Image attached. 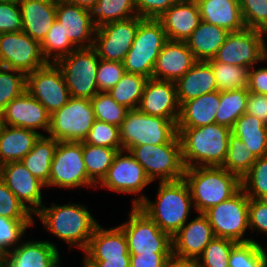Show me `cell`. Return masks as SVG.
<instances>
[{"mask_svg": "<svg viewBox=\"0 0 267 267\" xmlns=\"http://www.w3.org/2000/svg\"><path fill=\"white\" fill-rule=\"evenodd\" d=\"M26 85L25 73L0 66V114L8 103L26 90Z\"/></svg>", "mask_w": 267, "mask_h": 267, "instance_id": "45", "label": "cell"}, {"mask_svg": "<svg viewBox=\"0 0 267 267\" xmlns=\"http://www.w3.org/2000/svg\"><path fill=\"white\" fill-rule=\"evenodd\" d=\"M267 58L250 68L248 91L267 95ZM263 65V66H262Z\"/></svg>", "mask_w": 267, "mask_h": 267, "instance_id": "55", "label": "cell"}, {"mask_svg": "<svg viewBox=\"0 0 267 267\" xmlns=\"http://www.w3.org/2000/svg\"><path fill=\"white\" fill-rule=\"evenodd\" d=\"M88 267H130V255L114 258H82Z\"/></svg>", "mask_w": 267, "mask_h": 267, "instance_id": "59", "label": "cell"}, {"mask_svg": "<svg viewBox=\"0 0 267 267\" xmlns=\"http://www.w3.org/2000/svg\"><path fill=\"white\" fill-rule=\"evenodd\" d=\"M57 146L58 140L48 135H41L32 150L21 160L30 173L45 186L49 181L51 162Z\"/></svg>", "mask_w": 267, "mask_h": 267, "instance_id": "33", "label": "cell"}, {"mask_svg": "<svg viewBox=\"0 0 267 267\" xmlns=\"http://www.w3.org/2000/svg\"><path fill=\"white\" fill-rule=\"evenodd\" d=\"M238 243L228 238L214 237L196 260L198 267H229L231 250Z\"/></svg>", "mask_w": 267, "mask_h": 267, "instance_id": "44", "label": "cell"}, {"mask_svg": "<svg viewBox=\"0 0 267 267\" xmlns=\"http://www.w3.org/2000/svg\"><path fill=\"white\" fill-rule=\"evenodd\" d=\"M123 62H113L99 58L97 68V87L99 92H108L125 74Z\"/></svg>", "mask_w": 267, "mask_h": 267, "instance_id": "50", "label": "cell"}, {"mask_svg": "<svg viewBox=\"0 0 267 267\" xmlns=\"http://www.w3.org/2000/svg\"><path fill=\"white\" fill-rule=\"evenodd\" d=\"M41 134L14 126H0V166L21 161L34 147Z\"/></svg>", "mask_w": 267, "mask_h": 267, "instance_id": "30", "label": "cell"}, {"mask_svg": "<svg viewBox=\"0 0 267 267\" xmlns=\"http://www.w3.org/2000/svg\"><path fill=\"white\" fill-rule=\"evenodd\" d=\"M47 63L40 42L31 39L23 31L0 34V66L27 75Z\"/></svg>", "mask_w": 267, "mask_h": 267, "instance_id": "15", "label": "cell"}, {"mask_svg": "<svg viewBox=\"0 0 267 267\" xmlns=\"http://www.w3.org/2000/svg\"><path fill=\"white\" fill-rule=\"evenodd\" d=\"M69 3L76 4L80 7L89 9L93 4H95L98 0H65Z\"/></svg>", "mask_w": 267, "mask_h": 267, "instance_id": "61", "label": "cell"}, {"mask_svg": "<svg viewBox=\"0 0 267 267\" xmlns=\"http://www.w3.org/2000/svg\"><path fill=\"white\" fill-rule=\"evenodd\" d=\"M82 264H83V265H82ZM80 266L85 267V264L82 262V263L80 264Z\"/></svg>", "mask_w": 267, "mask_h": 267, "instance_id": "67", "label": "cell"}, {"mask_svg": "<svg viewBox=\"0 0 267 267\" xmlns=\"http://www.w3.org/2000/svg\"><path fill=\"white\" fill-rule=\"evenodd\" d=\"M185 168L221 167L232 130L217 123L202 127H177Z\"/></svg>", "mask_w": 267, "mask_h": 267, "instance_id": "3", "label": "cell"}, {"mask_svg": "<svg viewBox=\"0 0 267 267\" xmlns=\"http://www.w3.org/2000/svg\"><path fill=\"white\" fill-rule=\"evenodd\" d=\"M196 214L172 236V255L196 261L215 237L207 216Z\"/></svg>", "mask_w": 267, "mask_h": 267, "instance_id": "21", "label": "cell"}, {"mask_svg": "<svg viewBox=\"0 0 267 267\" xmlns=\"http://www.w3.org/2000/svg\"><path fill=\"white\" fill-rule=\"evenodd\" d=\"M48 1H51V2H56V3H58L60 0H48Z\"/></svg>", "mask_w": 267, "mask_h": 267, "instance_id": "66", "label": "cell"}, {"mask_svg": "<svg viewBox=\"0 0 267 267\" xmlns=\"http://www.w3.org/2000/svg\"><path fill=\"white\" fill-rule=\"evenodd\" d=\"M84 142L89 145L122 149L120 127L95 120Z\"/></svg>", "mask_w": 267, "mask_h": 267, "instance_id": "47", "label": "cell"}, {"mask_svg": "<svg viewBox=\"0 0 267 267\" xmlns=\"http://www.w3.org/2000/svg\"><path fill=\"white\" fill-rule=\"evenodd\" d=\"M82 254V258H114L130 255L123 229L118 224L115 227H104L99 223Z\"/></svg>", "mask_w": 267, "mask_h": 267, "instance_id": "28", "label": "cell"}, {"mask_svg": "<svg viewBox=\"0 0 267 267\" xmlns=\"http://www.w3.org/2000/svg\"><path fill=\"white\" fill-rule=\"evenodd\" d=\"M95 121L90 99L73 98L51 115L48 136L58 141L82 142Z\"/></svg>", "mask_w": 267, "mask_h": 267, "instance_id": "14", "label": "cell"}, {"mask_svg": "<svg viewBox=\"0 0 267 267\" xmlns=\"http://www.w3.org/2000/svg\"><path fill=\"white\" fill-rule=\"evenodd\" d=\"M246 113L267 125V95L249 92Z\"/></svg>", "mask_w": 267, "mask_h": 267, "instance_id": "57", "label": "cell"}, {"mask_svg": "<svg viewBox=\"0 0 267 267\" xmlns=\"http://www.w3.org/2000/svg\"><path fill=\"white\" fill-rule=\"evenodd\" d=\"M127 218L119 226L130 254L172 253V237L137 206L131 205Z\"/></svg>", "mask_w": 267, "mask_h": 267, "instance_id": "11", "label": "cell"}, {"mask_svg": "<svg viewBox=\"0 0 267 267\" xmlns=\"http://www.w3.org/2000/svg\"><path fill=\"white\" fill-rule=\"evenodd\" d=\"M179 0H135L137 16L158 19Z\"/></svg>", "mask_w": 267, "mask_h": 267, "instance_id": "53", "label": "cell"}, {"mask_svg": "<svg viewBox=\"0 0 267 267\" xmlns=\"http://www.w3.org/2000/svg\"><path fill=\"white\" fill-rule=\"evenodd\" d=\"M164 267H198L197 262L192 259H183L171 255L165 262Z\"/></svg>", "mask_w": 267, "mask_h": 267, "instance_id": "60", "label": "cell"}, {"mask_svg": "<svg viewBox=\"0 0 267 267\" xmlns=\"http://www.w3.org/2000/svg\"><path fill=\"white\" fill-rule=\"evenodd\" d=\"M121 150L89 145L83 141V160L87 175L96 185L107 175L114 157Z\"/></svg>", "mask_w": 267, "mask_h": 267, "instance_id": "36", "label": "cell"}, {"mask_svg": "<svg viewBox=\"0 0 267 267\" xmlns=\"http://www.w3.org/2000/svg\"><path fill=\"white\" fill-rule=\"evenodd\" d=\"M11 0H0V3L9 2Z\"/></svg>", "mask_w": 267, "mask_h": 267, "instance_id": "65", "label": "cell"}, {"mask_svg": "<svg viewBox=\"0 0 267 267\" xmlns=\"http://www.w3.org/2000/svg\"><path fill=\"white\" fill-rule=\"evenodd\" d=\"M241 189L251 199H260L267 193V155L257 158L243 176Z\"/></svg>", "mask_w": 267, "mask_h": 267, "instance_id": "46", "label": "cell"}, {"mask_svg": "<svg viewBox=\"0 0 267 267\" xmlns=\"http://www.w3.org/2000/svg\"><path fill=\"white\" fill-rule=\"evenodd\" d=\"M40 44L44 58L47 62L53 63L76 49L68 37L65 36L62 25L57 20L54 21Z\"/></svg>", "mask_w": 267, "mask_h": 267, "instance_id": "41", "label": "cell"}, {"mask_svg": "<svg viewBox=\"0 0 267 267\" xmlns=\"http://www.w3.org/2000/svg\"><path fill=\"white\" fill-rule=\"evenodd\" d=\"M229 33L219 26L201 21L186 43L197 61H207L213 59Z\"/></svg>", "mask_w": 267, "mask_h": 267, "instance_id": "32", "label": "cell"}, {"mask_svg": "<svg viewBox=\"0 0 267 267\" xmlns=\"http://www.w3.org/2000/svg\"><path fill=\"white\" fill-rule=\"evenodd\" d=\"M248 206L249 197L240 189L230 199L208 209L204 214L215 237L228 238L237 243L250 242Z\"/></svg>", "mask_w": 267, "mask_h": 267, "instance_id": "12", "label": "cell"}, {"mask_svg": "<svg viewBox=\"0 0 267 267\" xmlns=\"http://www.w3.org/2000/svg\"><path fill=\"white\" fill-rule=\"evenodd\" d=\"M175 83L177 100L180 106L185 101L218 90L213 69L207 61H197L192 68Z\"/></svg>", "mask_w": 267, "mask_h": 267, "instance_id": "29", "label": "cell"}, {"mask_svg": "<svg viewBox=\"0 0 267 267\" xmlns=\"http://www.w3.org/2000/svg\"><path fill=\"white\" fill-rule=\"evenodd\" d=\"M139 24L140 17L134 16L96 28L93 47L98 57L113 62H123L134 42Z\"/></svg>", "mask_w": 267, "mask_h": 267, "instance_id": "17", "label": "cell"}, {"mask_svg": "<svg viewBox=\"0 0 267 267\" xmlns=\"http://www.w3.org/2000/svg\"><path fill=\"white\" fill-rule=\"evenodd\" d=\"M201 20L219 26L228 32L246 28L239 0H196Z\"/></svg>", "mask_w": 267, "mask_h": 267, "instance_id": "27", "label": "cell"}, {"mask_svg": "<svg viewBox=\"0 0 267 267\" xmlns=\"http://www.w3.org/2000/svg\"><path fill=\"white\" fill-rule=\"evenodd\" d=\"M196 62L186 42L167 40L156 59L153 78L176 82Z\"/></svg>", "mask_w": 267, "mask_h": 267, "instance_id": "25", "label": "cell"}, {"mask_svg": "<svg viewBox=\"0 0 267 267\" xmlns=\"http://www.w3.org/2000/svg\"><path fill=\"white\" fill-rule=\"evenodd\" d=\"M229 267H267L266 245L238 243L229 256Z\"/></svg>", "mask_w": 267, "mask_h": 267, "instance_id": "42", "label": "cell"}, {"mask_svg": "<svg viewBox=\"0 0 267 267\" xmlns=\"http://www.w3.org/2000/svg\"><path fill=\"white\" fill-rule=\"evenodd\" d=\"M98 62L93 46L76 48L55 62L62 71L71 97L91 100L99 92L96 82Z\"/></svg>", "mask_w": 267, "mask_h": 267, "instance_id": "10", "label": "cell"}, {"mask_svg": "<svg viewBox=\"0 0 267 267\" xmlns=\"http://www.w3.org/2000/svg\"><path fill=\"white\" fill-rule=\"evenodd\" d=\"M127 151L140 163L152 183L184 178L185 167L178 134L169 143L133 146Z\"/></svg>", "mask_w": 267, "mask_h": 267, "instance_id": "5", "label": "cell"}, {"mask_svg": "<svg viewBox=\"0 0 267 267\" xmlns=\"http://www.w3.org/2000/svg\"><path fill=\"white\" fill-rule=\"evenodd\" d=\"M207 62L213 69L218 91L247 88L249 67L235 66L217 61Z\"/></svg>", "mask_w": 267, "mask_h": 267, "instance_id": "39", "label": "cell"}, {"mask_svg": "<svg viewBox=\"0 0 267 267\" xmlns=\"http://www.w3.org/2000/svg\"><path fill=\"white\" fill-rule=\"evenodd\" d=\"M184 180L196 213H205L241 189V179L236 174L216 166L185 168Z\"/></svg>", "mask_w": 267, "mask_h": 267, "instance_id": "4", "label": "cell"}, {"mask_svg": "<svg viewBox=\"0 0 267 267\" xmlns=\"http://www.w3.org/2000/svg\"><path fill=\"white\" fill-rule=\"evenodd\" d=\"M0 117L3 125L31 129L41 135L48 134L51 124V114L27 90L8 103Z\"/></svg>", "mask_w": 267, "mask_h": 267, "instance_id": "18", "label": "cell"}, {"mask_svg": "<svg viewBox=\"0 0 267 267\" xmlns=\"http://www.w3.org/2000/svg\"><path fill=\"white\" fill-rule=\"evenodd\" d=\"M22 31L40 43L56 20V2L48 0H18Z\"/></svg>", "mask_w": 267, "mask_h": 267, "instance_id": "26", "label": "cell"}, {"mask_svg": "<svg viewBox=\"0 0 267 267\" xmlns=\"http://www.w3.org/2000/svg\"><path fill=\"white\" fill-rule=\"evenodd\" d=\"M147 78L137 74L125 73L121 80L108 93L127 109H137Z\"/></svg>", "mask_w": 267, "mask_h": 267, "instance_id": "37", "label": "cell"}, {"mask_svg": "<svg viewBox=\"0 0 267 267\" xmlns=\"http://www.w3.org/2000/svg\"><path fill=\"white\" fill-rule=\"evenodd\" d=\"M267 58V33L245 28L230 32L213 59L235 66L252 68Z\"/></svg>", "mask_w": 267, "mask_h": 267, "instance_id": "13", "label": "cell"}, {"mask_svg": "<svg viewBox=\"0 0 267 267\" xmlns=\"http://www.w3.org/2000/svg\"><path fill=\"white\" fill-rule=\"evenodd\" d=\"M259 158L267 155V134L235 135Z\"/></svg>", "mask_w": 267, "mask_h": 267, "instance_id": "58", "label": "cell"}, {"mask_svg": "<svg viewBox=\"0 0 267 267\" xmlns=\"http://www.w3.org/2000/svg\"><path fill=\"white\" fill-rule=\"evenodd\" d=\"M257 157L238 137L231 133L228 150L222 168L236 174L240 179L250 170Z\"/></svg>", "mask_w": 267, "mask_h": 267, "instance_id": "38", "label": "cell"}, {"mask_svg": "<svg viewBox=\"0 0 267 267\" xmlns=\"http://www.w3.org/2000/svg\"><path fill=\"white\" fill-rule=\"evenodd\" d=\"M34 227V219H10L0 216V251L3 255L16 248L29 229Z\"/></svg>", "mask_w": 267, "mask_h": 267, "instance_id": "40", "label": "cell"}, {"mask_svg": "<svg viewBox=\"0 0 267 267\" xmlns=\"http://www.w3.org/2000/svg\"><path fill=\"white\" fill-rule=\"evenodd\" d=\"M23 29L18 0L0 3V34L21 32Z\"/></svg>", "mask_w": 267, "mask_h": 267, "instance_id": "52", "label": "cell"}, {"mask_svg": "<svg viewBox=\"0 0 267 267\" xmlns=\"http://www.w3.org/2000/svg\"><path fill=\"white\" fill-rule=\"evenodd\" d=\"M248 219H249V230H250V242L263 244L259 242L260 240L259 239L257 240L256 237L259 234H262V236L267 237V205L259 199L249 198ZM253 232L254 234H257V236L253 235Z\"/></svg>", "mask_w": 267, "mask_h": 267, "instance_id": "51", "label": "cell"}, {"mask_svg": "<svg viewBox=\"0 0 267 267\" xmlns=\"http://www.w3.org/2000/svg\"><path fill=\"white\" fill-rule=\"evenodd\" d=\"M151 180L146 176L143 167L127 150L118 151L114 157L113 163L108 169L107 175L97 185V190L106 189V191L115 194L133 196L130 199L132 206H137L147 197L146 187L151 186Z\"/></svg>", "mask_w": 267, "mask_h": 267, "instance_id": "9", "label": "cell"}, {"mask_svg": "<svg viewBox=\"0 0 267 267\" xmlns=\"http://www.w3.org/2000/svg\"><path fill=\"white\" fill-rule=\"evenodd\" d=\"M155 184V200L147 196L137 207L172 237L194 216L192 213L196 215L191 192L184 178Z\"/></svg>", "mask_w": 267, "mask_h": 267, "instance_id": "2", "label": "cell"}, {"mask_svg": "<svg viewBox=\"0 0 267 267\" xmlns=\"http://www.w3.org/2000/svg\"><path fill=\"white\" fill-rule=\"evenodd\" d=\"M167 40L158 19L140 17L134 42L123 60L125 72L153 78L156 59Z\"/></svg>", "mask_w": 267, "mask_h": 267, "instance_id": "7", "label": "cell"}, {"mask_svg": "<svg viewBox=\"0 0 267 267\" xmlns=\"http://www.w3.org/2000/svg\"><path fill=\"white\" fill-rule=\"evenodd\" d=\"M138 109L144 114L167 118L176 125L180 115L174 81L147 79Z\"/></svg>", "mask_w": 267, "mask_h": 267, "instance_id": "20", "label": "cell"}, {"mask_svg": "<svg viewBox=\"0 0 267 267\" xmlns=\"http://www.w3.org/2000/svg\"><path fill=\"white\" fill-rule=\"evenodd\" d=\"M220 104V91L205 93L185 101L180 106L177 127H202L216 123V111Z\"/></svg>", "mask_w": 267, "mask_h": 267, "instance_id": "31", "label": "cell"}, {"mask_svg": "<svg viewBox=\"0 0 267 267\" xmlns=\"http://www.w3.org/2000/svg\"><path fill=\"white\" fill-rule=\"evenodd\" d=\"M248 95V88L221 91L216 123L232 129L236 120L246 113Z\"/></svg>", "mask_w": 267, "mask_h": 267, "instance_id": "35", "label": "cell"}, {"mask_svg": "<svg viewBox=\"0 0 267 267\" xmlns=\"http://www.w3.org/2000/svg\"><path fill=\"white\" fill-rule=\"evenodd\" d=\"M46 190L77 191L75 189L97 190V185L88 177L83 160V141H58ZM54 187V188H53ZM48 188V189H47Z\"/></svg>", "mask_w": 267, "mask_h": 267, "instance_id": "6", "label": "cell"}, {"mask_svg": "<svg viewBox=\"0 0 267 267\" xmlns=\"http://www.w3.org/2000/svg\"><path fill=\"white\" fill-rule=\"evenodd\" d=\"M4 266V255L0 251V267Z\"/></svg>", "mask_w": 267, "mask_h": 267, "instance_id": "62", "label": "cell"}, {"mask_svg": "<svg viewBox=\"0 0 267 267\" xmlns=\"http://www.w3.org/2000/svg\"><path fill=\"white\" fill-rule=\"evenodd\" d=\"M46 204V205H45ZM48 206L44 203L34 215V226L37 219L48 234L56 237L63 244H67L69 252L71 248L84 252L88 247L90 238L99 222L90 212V207L85 203L72 201L58 204L51 202Z\"/></svg>", "mask_w": 267, "mask_h": 267, "instance_id": "1", "label": "cell"}, {"mask_svg": "<svg viewBox=\"0 0 267 267\" xmlns=\"http://www.w3.org/2000/svg\"><path fill=\"white\" fill-rule=\"evenodd\" d=\"M172 253L130 254V267H164Z\"/></svg>", "mask_w": 267, "mask_h": 267, "instance_id": "56", "label": "cell"}, {"mask_svg": "<svg viewBox=\"0 0 267 267\" xmlns=\"http://www.w3.org/2000/svg\"><path fill=\"white\" fill-rule=\"evenodd\" d=\"M0 178L33 216L45 203V185L21 161L1 165Z\"/></svg>", "mask_w": 267, "mask_h": 267, "instance_id": "19", "label": "cell"}, {"mask_svg": "<svg viewBox=\"0 0 267 267\" xmlns=\"http://www.w3.org/2000/svg\"><path fill=\"white\" fill-rule=\"evenodd\" d=\"M26 90L52 115L71 98L62 71L56 63L46 65L27 74Z\"/></svg>", "mask_w": 267, "mask_h": 267, "instance_id": "16", "label": "cell"}, {"mask_svg": "<svg viewBox=\"0 0 267 267\" xmlns=\"http://www.w3.org/2000/svg\"><path fill=\"white\" fill-rule=\"evenodd\" d=\"M91 103L95 120L120 127L129 109L118 104L108 92H98Z\"/></svg>", "mask_w": 267, "mask_h": 267, "instance_id": "43", "label": "cell"}, {"mask_svg": "<svg viewBox=\"0 0 267 267\" xmlns=\"http://www.w3.org/2000/svg\"><path fill=\"white\" fill-rule=\"evenodd\" d=\"M56 20L76 48L94 45L96 27L90 19L88 9L60 0L56 3Z\"/></svg>", "mask_w": 267, "mask_h": 267, "instance_id": "23", "label": "cell"}, {"mask_svg": "<svg viewBox=\"0 0 267 267\" xmlns=\"http://www.w3.org/2000/svg\"><path fill=\"white\" fill-rule=\"evenodd\" d=\"M88 12L96 28L137 16L135 0H98Z\"/></svg>", "mask_w": 267, "mask_h": 267, "instance_id": "34", "label": "cell"}, {"mask_svg": "<svg viewBox=\"0 0 267 267\" xmlns=\"http://www.w3.org/2000/svg\"><path fill=\"white\" fill-rule=\"evenodd\" d=\"M177 134V125L173 121L144 114L138 108L128 110L120 126L122 150L139 145L169 143Z\"/></svg>", "mask_w": 267, "mask_h": 267, "instance_id": "8", "label": "cell"}, {"mask_svg": "<svg viewBox=\"0 0 267 267\" xmlns=\"http://www.w3.org/2000/svg\"><path fill=\"white\" fill-rule=\"evenodd\" d=\"M259 200H261L263 203L267 205V193L264 194Z\"/></svg>", "mask_w": 267, "mask_h": 267, "instance_id": "63", "label": "cell"}, {"mask_svg": "<svg viewBox=\"0 0 267 267\" xmlns=\"http://www.w3.org/2000/svg\"><path fill=\"white\" fill-rule=\"evenodd\" d=\"M231 130L234 135L267 134V125L259 118L244 113Z\"/></svg>", "mask_w": 267, "mask_h": 267, "instance_id": "54", "label": "cell"}, {"mask_svg": "<svg viewBox=\"0 0 267 267\" xmlns=\"http://www.w3.org/2000/svg\"><path fill=\"white\" fill-rule=\"evenodd\" d=\"M27 236L12 251L4 255L3 267H54L61 259L59 245L52 240Z\"/></svg>", "mask_w": 267, "mask_h": 267, "instance_id": "22", "label": "cell"}, {"mask_svg": "<svg viewBox=\"0 0 267 267\" xmlns=\"http://www.w3.org/2000/svg\"><path fill=\"white\" fill-rule=\"evenodd\" d=\"M246 28L267 33V0H239Z\"/></svg>", "mask_w": 267, "mask_h": 267, "instance_id": "48", "label": "cell"}, {"mask_svg": "<svg viewBox=\"0 0 267 267\" xmlns=\"http://www.w3.org/2000/svg\"><path fill=\"white\" fill-rule=\"evenodd\" d=\"M62 259L54 266V267H64L65 265L62 263Z\"/></svg>", "mask_w": 267, "mask_h": 267, "instance_id": "64", "label": "cell"}, {"mask_svg": "<svg viewBox=\"0 0 267 267\" xmlns=\"http://www.w3.org/2000/svg\"><path fill=\"white\" fill-rule=\"evenodd\" d=\"M158 20L168 40L183 42L187 41L202 21L196 0L175 2Z\"/></svg>", "mask_w": 267, "mask_h": 267, "instance_id": "24", "label": "cell"}, {"mask_svg": "<svg viewBox=\"0 0 267 267\" xmlns=\"http://www.w3.org/2000/svg\"><path fill=\"white\" fill-rule=\"evenodd\" d=\"M0 216L10 219H34L29 210L0 178Z\"/></svg>", "mask_w": 267, "mask_h": 267, "instance_id": "49", "label": "cell"}]
</instances>
